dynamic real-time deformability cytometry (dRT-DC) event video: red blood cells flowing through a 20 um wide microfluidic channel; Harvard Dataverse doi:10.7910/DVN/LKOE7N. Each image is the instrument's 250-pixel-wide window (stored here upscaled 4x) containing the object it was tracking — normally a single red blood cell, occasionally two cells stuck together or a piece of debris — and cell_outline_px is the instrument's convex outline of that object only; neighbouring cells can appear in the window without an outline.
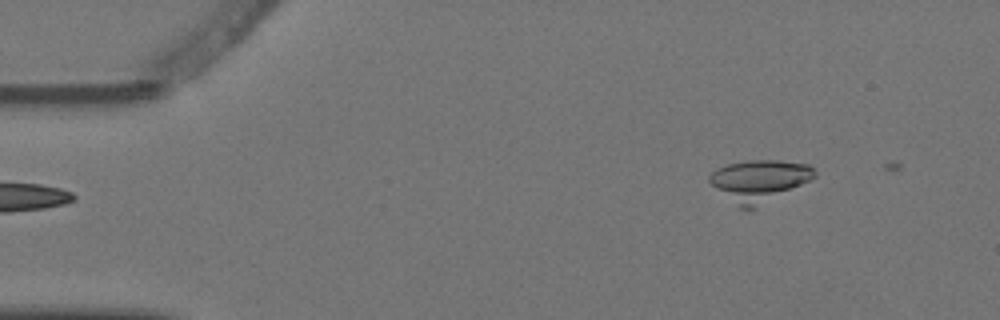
{"species": "Egyptian fruit bat (a non-hibernating species)", "species_latin": "Rousettus aegyptiacus", "temperature_condition": "warm", "stored_images_in_passage": 4, "camera_frame_rate_fps": 3000, "um_per_image_px": 0.085, "animal": {"sex": "female"}, "frame": {"image": 1, "passage_image": 4, "time_ms": 1.0, "image_size_px": [1000, 320], "cell_outline_px": [[816, 176], [756, 208], [740, 208], [712, 184], [708, 180], [708, 176], [716, 168], [728, 164], [748, 160], [780, 160], [808, 164], [816, 172]], "centroid_in_image_um": [64.52, 15.33], "position_along_channel_um": 20.5, "area_um2": 24.97}}